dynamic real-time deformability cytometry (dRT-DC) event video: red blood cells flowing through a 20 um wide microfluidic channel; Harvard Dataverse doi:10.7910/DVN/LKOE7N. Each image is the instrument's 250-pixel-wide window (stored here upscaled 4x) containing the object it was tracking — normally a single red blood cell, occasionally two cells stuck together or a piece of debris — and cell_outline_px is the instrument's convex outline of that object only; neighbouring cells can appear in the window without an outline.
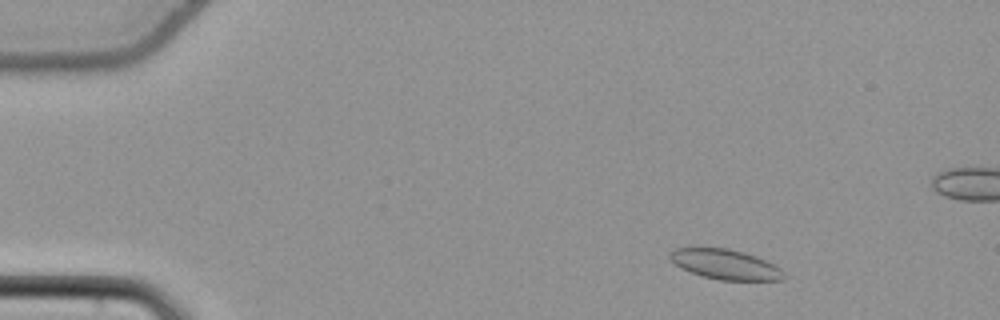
{"species": "common noctule bat (a hibernating species)", "species_latin": "Nyctalus noctula", "temperature_condition": "cold", "stored_images_in_passage": 54, "camera_frame_rate_fps": 3000, "um_per_image_px": 0.085, "animal": {"sex": "female", "body_mass_g": 22.7, "forearm_length_mm": 54.2}, "frame": {"image": 1, "passage_image": 6, "time_ms": 1.667, "image_size_px": [1000, 320], "cell_outline_px": [[788, 276], [784, 280], [720, 280], [704, 276], [680, 268], [668, 256], [676, 248], [728, 248], [744, 252], [756, 256], [780, 268]], "centroid_in_image_um": [61.7, 22.48], "position_along_channel_um": 23.3, "area_um2": 19.71}}
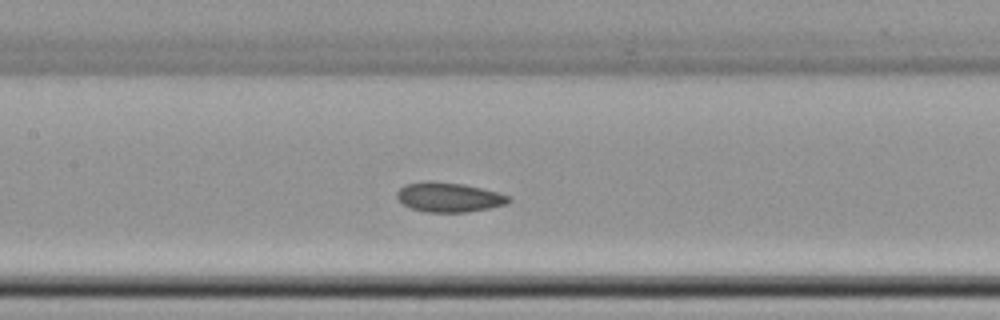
{"frame": {"image": 2, "passage_image": 25, "time_ms": 8.0, "image_size_px": [1000, 320], "cell_outline_px": [[512, 200], [508, 204], [468, 212], [428, 212], [412, 208], [404, 204], [396, 196], [396, 192], [404, 184], [428, 180], [464, 184], [496, 192], [508, 196]], "centroid_in_image_um": [38.14, 16.75], "position_along_channel_um": 169.3, "area_um2": 19.19}}
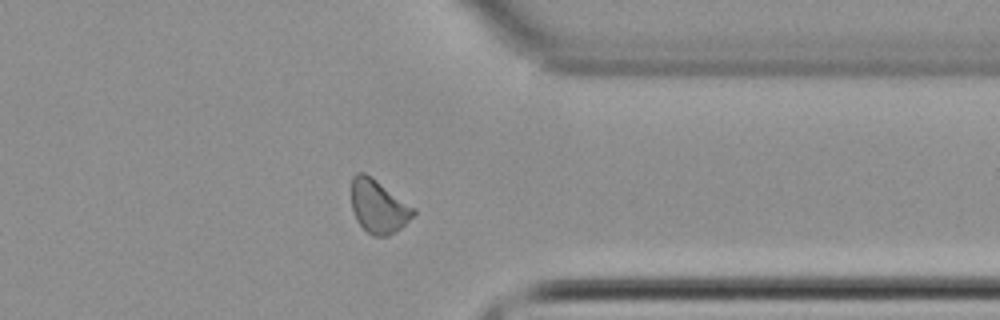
{"frame": {"image": 3, "passage_image": 42, "time_ms": 13.667, "image_size_px": [1000, 320], "cell_outline_px": [[416, 212], [396, 232], [388, 236], [372, 236], [356, 220], [352, 212], [352, 176], [356, 172], [364, 172], [372, 176], [416, 208]], "centroid_in_image_um": [32.16, 17.53], "position_along_channel_um": 379.2, "area_um2": 19.42}, "authors_computed_cell_mechanics": {"area_um2": 19.4497, "velocity_mm_per_s": 3.7956, "shape_relaxation_time_tau1_ms": 9.9019, "shape_relaxation_time_tau2_ms": 2.8487, "deformation_change_tau1": 0.0943, "deformation_change_tau2": 0.0535}}